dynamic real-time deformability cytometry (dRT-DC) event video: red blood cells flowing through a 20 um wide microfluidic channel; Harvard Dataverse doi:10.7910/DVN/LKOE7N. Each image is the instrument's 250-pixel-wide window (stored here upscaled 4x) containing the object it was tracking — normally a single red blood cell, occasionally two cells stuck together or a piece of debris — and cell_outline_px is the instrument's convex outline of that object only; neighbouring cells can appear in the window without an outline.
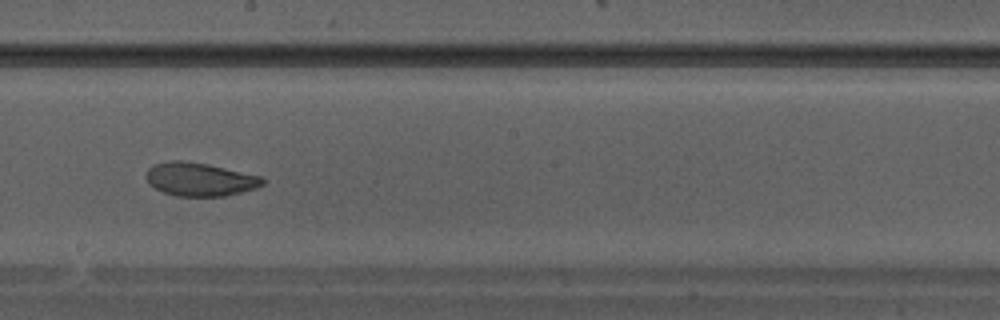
{"species": "Egyptian fruit bat (a non-hibernating species)", "species_latin": "Rousettus aegyptiacus", "temperature_condition": "warm", "stored_images_in_passage": 36, "camera_frame_rate_fps": 3000, "um_per_image_px": 0.085, "animal": {"sex": "male"}, "frame": {"image": 1, "passage_image": 21, "time_ms": 6.667, "image_size_px": [1000, 320], "cell_outline_px": [[264, 184], [256, 188], [224, 196], [176, 196], [164, 192], [148, 184], [144, 176], [148, 168], [152, 164], [172, 160], [180, 160], [208, 164], [260, 176], [264, 180]], "centroid_in_image_um": [16.93, 15.23], "position_along_channel_um": 231.3, "area_um2": 22.66}}